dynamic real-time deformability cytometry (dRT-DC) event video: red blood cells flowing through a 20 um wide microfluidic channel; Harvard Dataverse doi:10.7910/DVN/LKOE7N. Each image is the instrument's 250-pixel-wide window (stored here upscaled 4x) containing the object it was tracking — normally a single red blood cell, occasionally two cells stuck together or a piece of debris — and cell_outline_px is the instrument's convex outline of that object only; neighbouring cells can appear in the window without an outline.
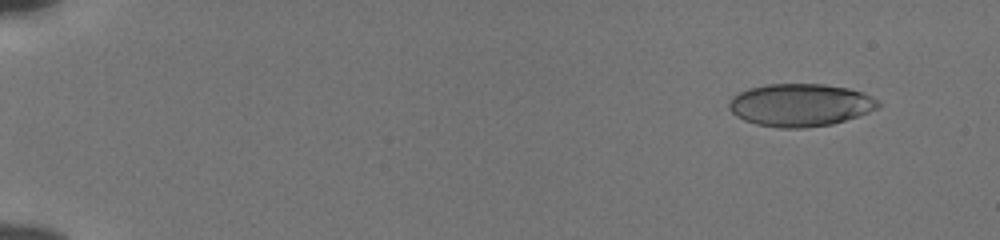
{"species": "human", "species_latin": "Homo sapiens", "temperature_condition": "cold", "stored_images_in_passage": 55, "camera_frame_rate_fps": 3000, "um_per_image_px": 0.085, "donor": {"sex": "male"}, "frame": {"image": 1, "passage_image": 5, "time_ms": 1.333, "image_size_px": [1000, 240], "cell_outline_px": [[880, 104], [876, 108], [868, 112], [832, 124], [804, 128], [780, 128], [756, 124], [744, 120], [736, 116], [728, 108], [728, 104], [732, 96], [748, 88], [764, 84], [824, 84], [848, 88], [872, 96], [880, 100]], "centroid_in_image_um": [67.99, 8.92], "position_along_channel_um": 17.0, "area_um2": 37.11}}
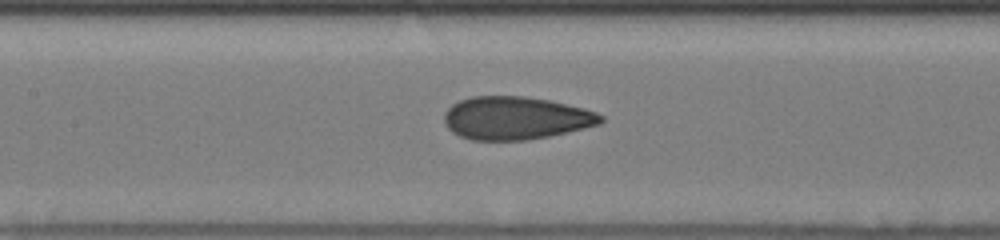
{"frame": {"image": 2, "passage_image": 28, "time_ms": 9.0, "image_size_px": [1000, 240], "cell_outline_px": [[604, 120], [600, 124], [568, 132], [528, 140], [472, 140], [460, 136], [452, 132], [444, 124], [444, 112], [452, 104], [460, 100], [472, 96], [524, 96], [548, 100], [584, 108], [596, 112], [604, 116]], "centroid_in_image_um": [43.82, 10.04], "position_along_channel_um": 163.6, "area_um2": 39.3}}
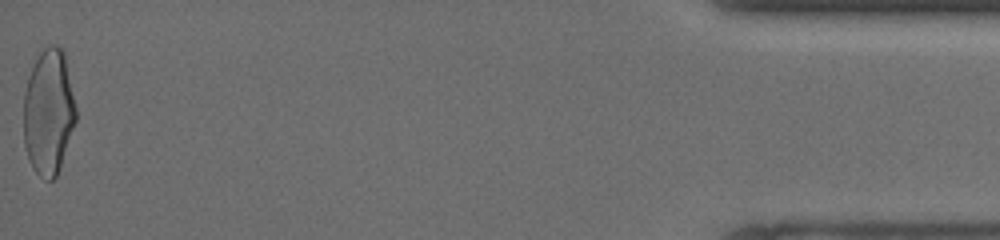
{"frame": {"image": 3, "passage_image": 55, "time_ms": 18.0, "image_size_px": [1000, 240], "cell_outline_px": [[76, 120], [60, 168], [56, 176], [52, 180], [48, 180], [40, 176], [32, 168], [24, 144], [24, 92], [28, 76], [40, 52], [48, 44], [56, 44], [64, 48], [76, 108]], "centroid_in_image_um": [4.14, 9.49], "position_along_channel_um": 431.1, "area_um2": 38.49}, "authors_computed_cell_mechanics": {"area_um2": 38.148, "velocity_mm_per_s": 3.8667, "shape_relaxation_time_tau1_ms": 6.1494, "shape_relaxation_time_tau2_ms": 1.0837, "deformation_change_tau1": 0.1814, "deformation_change_tau2": 0.0741}}